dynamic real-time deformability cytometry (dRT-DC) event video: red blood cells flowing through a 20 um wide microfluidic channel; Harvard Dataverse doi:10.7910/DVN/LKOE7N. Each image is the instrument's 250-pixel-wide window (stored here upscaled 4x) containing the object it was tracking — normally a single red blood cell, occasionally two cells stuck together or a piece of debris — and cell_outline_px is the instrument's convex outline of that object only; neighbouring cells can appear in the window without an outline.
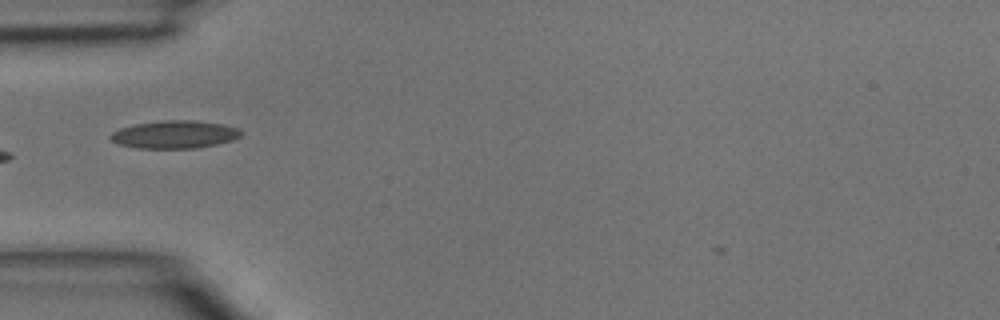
{"species": "common noctule bat (a hibernating species)", "species_latin": "Nyctalus noctula", "temperature_condition": "room temperature", "stored_images_in_passage": 3, "camera_frame_rate_fps": 3000, "um_per_image_px": 0.085, "animal": {"sex": "male", "body_mass_g": 15.6}, "frame": {"image": 1, "passage_image": 3, "time_ms": 0.667, "image_size_px": [1000, 320], "cell_outline_px": [[244, 132], [240, 136], [232, 140], [216, 144], [196, 148], [136, 148], [120, 144], [112, 140], [108, 136], [112, 132], [120, 128], [136, 124], [160, 120], [196, 120], [220, 124], [240, 128]], "centroid_in_image_um": [14.86, 11.42], "position_along_channel_um": 70.1, "area_um2": 21.15}}